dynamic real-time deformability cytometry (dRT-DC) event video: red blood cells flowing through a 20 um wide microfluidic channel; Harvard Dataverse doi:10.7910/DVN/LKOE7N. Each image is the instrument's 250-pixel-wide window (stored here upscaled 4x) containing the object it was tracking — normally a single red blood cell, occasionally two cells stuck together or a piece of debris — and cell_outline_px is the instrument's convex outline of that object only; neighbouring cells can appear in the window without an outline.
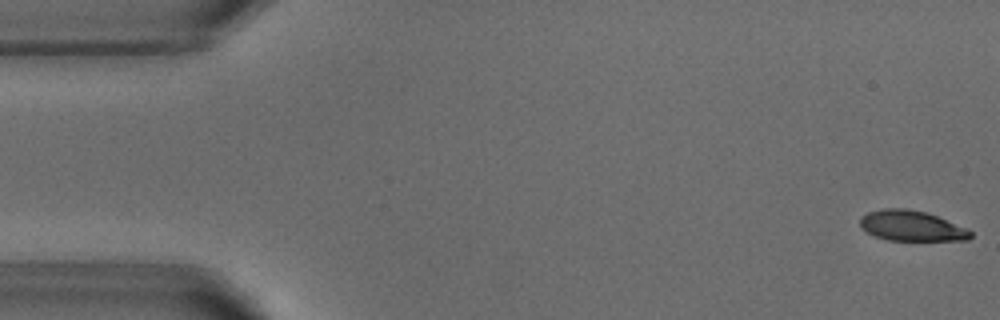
{"species": "common noctule bat (a hibernating species)", "species_latin": "Nyctalus noctula", "temperature_condition": "warm", "stored_images_in_passage": 14, "camera_frame_rate_fps": 3000, "um_per_image_px": 0.085, "animal": {"sex": "male", "body_mass_g": 18.8}, "frame": {"image": 1, "passage_image": 1, "time_ms": 0.0, "image_size_px": [1000, 320], "cell_outline_px": [[972, 236], [968, 240], [888, 240], [876, 236], [860, 228], [860, 216], [868, 212], [884, 208], [908, 208], [924, 212], [936, 216], [968, 228], [972, 232]], "centroid_in_image_um": [77.47, 19.19], "position_along_channel_um": 7.5, "area_um2": 19.54}}